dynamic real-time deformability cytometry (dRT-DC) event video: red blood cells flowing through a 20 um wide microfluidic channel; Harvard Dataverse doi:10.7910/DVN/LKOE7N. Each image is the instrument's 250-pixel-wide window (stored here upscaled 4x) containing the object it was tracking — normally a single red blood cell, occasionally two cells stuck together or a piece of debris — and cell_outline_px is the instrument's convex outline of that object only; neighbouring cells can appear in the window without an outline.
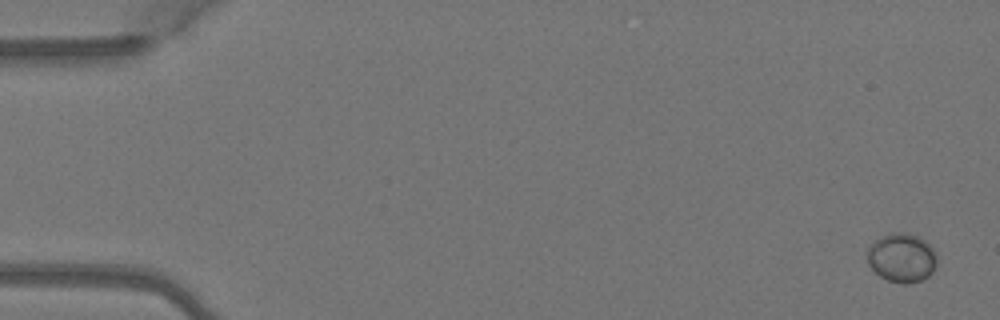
{"species": "Egyptian fruit bat (a non-hibernating species)", "species_latin": "Rousettus aegyptiacus", "temperature_condition": "warm", "stored_images_in_passage": 4, "camera_frame_rate_fps": 3000, "um_per_image_px": 0.085, "animal": {"sex": "female"}, "frame": {"image": 1, "passage_image": 1, "time_ms": 0.0, "image_size_px": [1000, 320], "cell_outline_px": [[936, 264], [932, 272], [928, 276], [920, 280], [908, 284], [900, 284], [888, 280], [880, 276], [868, 264], [868, 248], [880, 236], [888, 232], [908, 232], [920, 236], [936, 252]], "centroid_in_image_um": [76.66, 21.89], "position_along_channel_um": 8.3, "area_um2": 20.0}}